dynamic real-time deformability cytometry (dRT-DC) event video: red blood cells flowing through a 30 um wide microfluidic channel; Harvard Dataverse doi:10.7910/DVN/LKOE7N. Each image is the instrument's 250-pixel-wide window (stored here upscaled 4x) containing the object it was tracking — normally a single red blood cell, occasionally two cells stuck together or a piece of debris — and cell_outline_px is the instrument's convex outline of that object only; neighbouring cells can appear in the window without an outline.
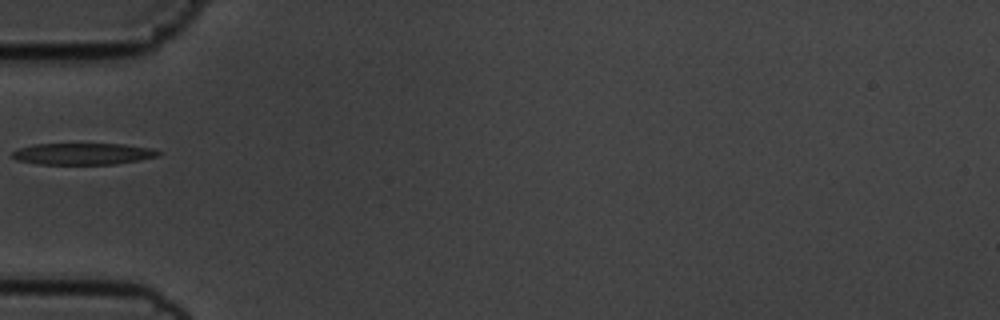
{"species": "common noctule bat (a hibernating species)", "species_latin": "Nyctalus noctula", "temperature_condition": "cold", "stored_images_in_passage": 35, "camera_frame_rate_fps": 3000, "um_per_image_px": 0.085, "animal": {"sex": "male", "body_mass_g": 19.5, "forearm_length_mm": 54.6}, "frame": {"image": 1, "passage_image": 1, "time_ms": 0.0, "image_size_px": [1000, 320], "cell_outline_px": [[160, 156], [140, 160], [116, 164], [40, 164], [16, 160], [12, 156], [12, 152], [20, 148], [32, 144], [124, 144], [148, 148], [160, 152]], "centroid_in_image_um": [7.04, 13.08], "position_along_channel_um": 78.0, "area_um2": 18.26}}
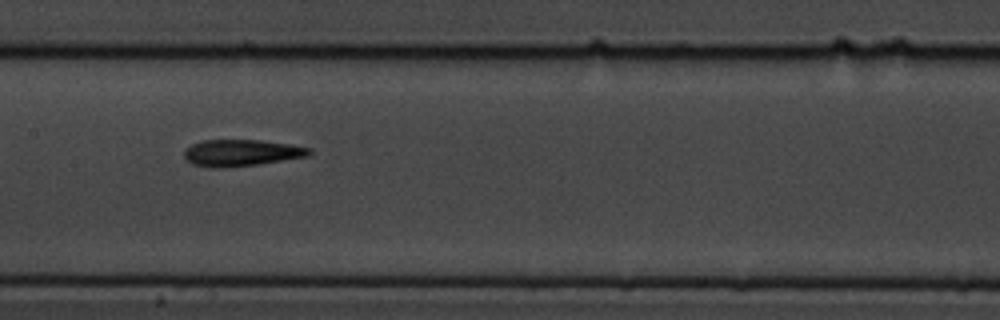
{"frame": {"image": 2, "passage_image": 10, "time_ms": 3.0, "image_size_px": [1000, 320], "cell_outline_px": [[312, 152], [308, 156], [256, 164], [220, 168], [212, 168], [192, 164], [184, 156], [184, 152], [192, 144], [204, 140], [260, 140], [288, 144], [312, 148]], "centroid_in_image_um": [20.52, 12.99], "position_along_channel_um": 186.9, "area_um2": 19.13}}
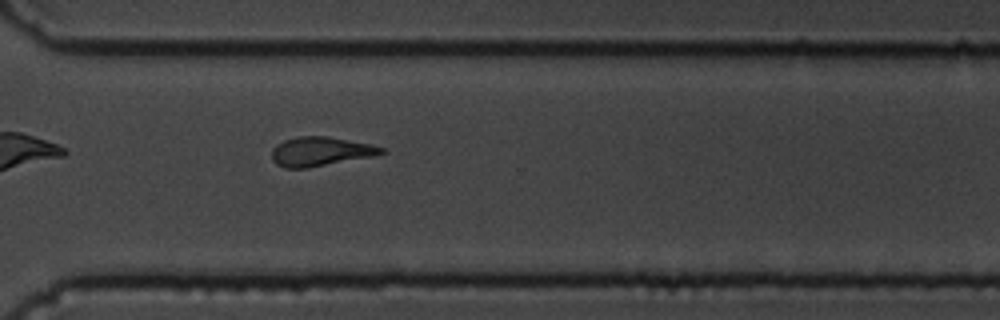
{"frame": {"image": 3, "passage_image": 23, "time_ms": 7.333, "image_size_px": [1000, 320], "cell_outline_px": [[388, 152], [372, 156], [308, 168], [284, 168], [276, 164], [272, 160], [272, 148], [276, 144], [284, 140], [296, 136], [328, 136], [372, 144], [384, 148]], "centroid_in_image_um": [27.23, 12.87], "position_along_channel_um": 343.4, "area_um2": 18.79}}